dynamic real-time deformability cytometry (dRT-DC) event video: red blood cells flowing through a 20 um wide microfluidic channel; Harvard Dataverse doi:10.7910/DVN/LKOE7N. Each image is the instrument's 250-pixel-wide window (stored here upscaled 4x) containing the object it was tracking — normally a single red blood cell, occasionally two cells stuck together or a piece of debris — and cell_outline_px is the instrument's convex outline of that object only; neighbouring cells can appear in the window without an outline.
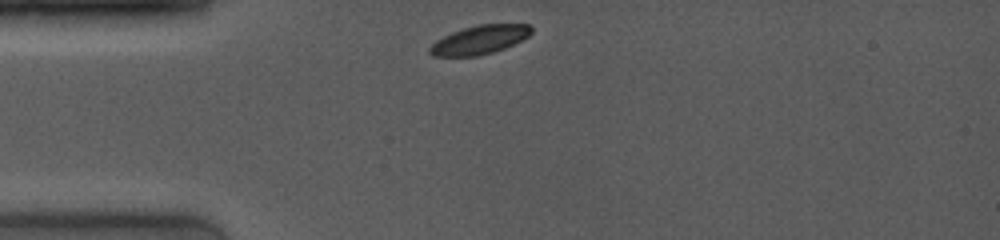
{"species": "common noctule bat (a hibernating species)", "species_latin": "Nyctalus noctula", "temperature_condition": "room temperature", "stored_images_in_passage": 4, "camera_frame_rate_fps": 4000, "um_per_image_px": 0.085, "animal": {"sex": "female", "body_mass_g": 19.0, "forearm_length_mm": 53.3}, "frame": {"image": 1, "passage_image": 1, "time_ms": 0.0, "image_size_px": [1000, 240], "cell_outline_px": [[532, 32], [528, 36], [504, 48], [492, 52], [476, 56], [432, 56], [428, 52], [428, 48], [436, 40], [452, 32], [476, 24], [528, 24], [532, 28]], "centroid_in_image_um": [40.73, 3.38], "position_along_channel_um": 44.3, "area_um2": 16.88}}
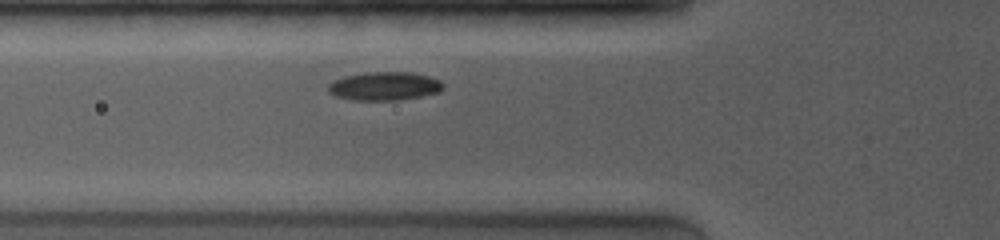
{"frame": {"image": 2, "passage_image": 4, "time_ms": 1.75, "image_size_px": [1000, 240], "cell_outline_px": [[444, 88], [440, 92], [400, 100], [352, 100], [336, 96], [328, 92], [328, 84], [332, 80], [344, 76], [364, 72], [412, 72], [428, 76], [440, 80], [444, 84]], "centroid_in_image_um": [32.67, 7.31], "position_along_channel_um": 93.1, "area_um2": 19.31}}